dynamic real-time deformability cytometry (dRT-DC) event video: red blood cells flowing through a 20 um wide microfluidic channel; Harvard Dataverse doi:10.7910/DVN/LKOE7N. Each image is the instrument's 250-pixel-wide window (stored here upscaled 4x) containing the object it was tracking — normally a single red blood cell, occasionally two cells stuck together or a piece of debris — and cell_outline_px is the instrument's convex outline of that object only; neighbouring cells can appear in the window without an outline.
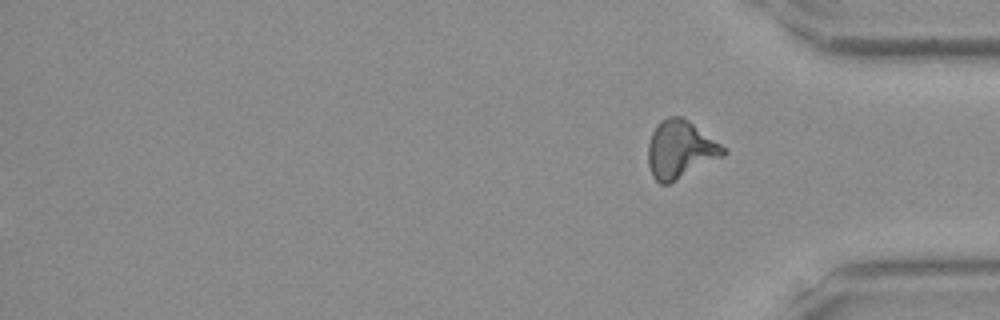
{"species": "Egyptian fruit bat (a non-hibernating species)", "species_latin": "Rousettus aegyptiacus", "temperature_condition": "room temperature", "stored_images_in_passage": 48, "segment_of_instrument_passage": [2, 2], "camera_frame_rate_fps": 3000, "um_per_image_px": 0.085, "frame": {"image": 1, "passage_image": 48, "time_ms": 15.667, "image_size_px": [1000, 320], "cell_outline_px": [[728, 152], [724, 156], [668, 184], [660, 184], [652, 176], [648, 164], [648, 144], [652, 132], [656, 124], [660, 120], [668, 116], [680, 116], [688, 120], [728, 148]], "centroid_in_image_um": [57.83, 12.69], "position_along_channel_um": 377.4, "area_um2": 25.55}}